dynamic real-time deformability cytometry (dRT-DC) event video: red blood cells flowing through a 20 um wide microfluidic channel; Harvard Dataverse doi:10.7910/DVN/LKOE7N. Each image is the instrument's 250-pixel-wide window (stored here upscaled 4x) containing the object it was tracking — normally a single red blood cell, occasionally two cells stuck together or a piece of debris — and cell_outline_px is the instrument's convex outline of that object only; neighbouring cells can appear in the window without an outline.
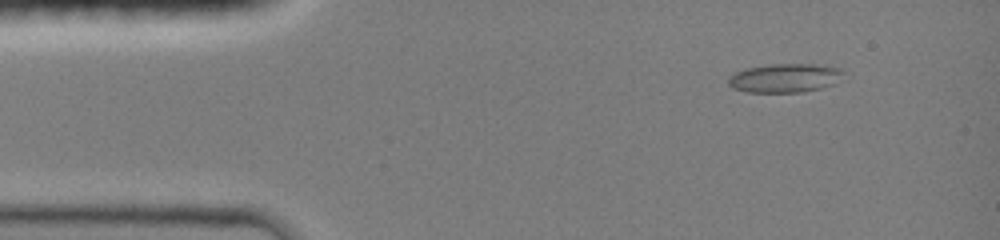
{"species": "common noctule bat (a hibernating species)", "species_latin": "Nyctalus noctula", "temperature_condition": "room temperature", "stored_images_in_passage": 6, "camera_frame_rate_fps": 3000, "um_per_image_px": 0.085, "animal": {"sex": "female", "body_mass_g": 19.0, "forearm_length_mm": 51.5}, "frame": {"image": 1, "passage_image": 1, "time_ms": 0.0, "image_size_px": [1000, 240], "cell_outline_px": [[844, 72], [836, 84], [820, 88], [800, 92], [748, 92], [732, 88], [728, 84], [728, 76], [736, 72], [748, 68], [768, 64], [812, 64], [836, 68]], "centroid_in_image_um": [66.67, 6.64], "position_along_channel_um": 18.3, "area_um2": 19.19}}
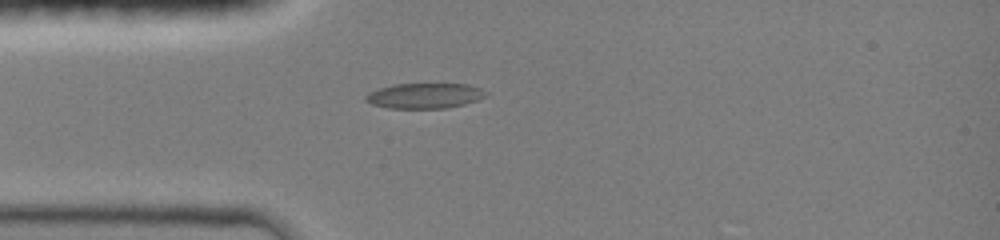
{"frame": {"image": 2, "passage_image": 4, "time_ms": 2.333, "image_size_px": [1000, 240], "cell_outline_px": [[488, 96], [464, 104], [444, 108], [388, 108], [372, 104], [364, 100], [364, 96], [368, 92], [392, 84], [468, 84], [480, 88], [488, 92]], "centroid_in_image_um": [36.08, 8.13], "position_along_channel_um": 48.9, "area_um2": 17.74}}
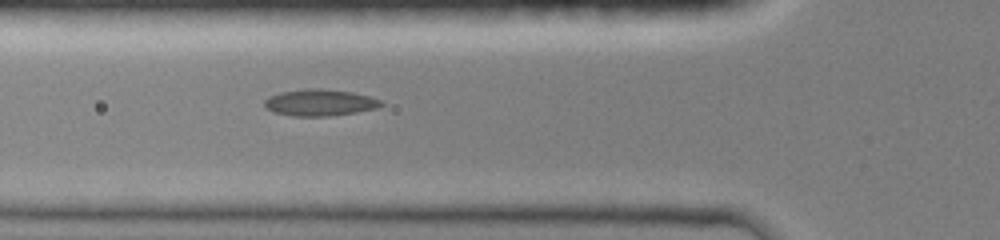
{"frame": {"image": 3, "passage_image": 6, "time_ms": 3.667, "image_size_px": [1000, 240], "cell_outline_px": [[384, 104], [376, 108], [356, 112], [328, 116], [292, 116], [272, 112], [264, 104], [264, 100], [268, 96], [280, 92], [308, 88], [320, 88], [352, 92], [368, 96], [380, 100]], "centroid_in_image_um": [27.15, 8.71], "position_along_channel_um": 98.7, "area_um2": 18.03}}